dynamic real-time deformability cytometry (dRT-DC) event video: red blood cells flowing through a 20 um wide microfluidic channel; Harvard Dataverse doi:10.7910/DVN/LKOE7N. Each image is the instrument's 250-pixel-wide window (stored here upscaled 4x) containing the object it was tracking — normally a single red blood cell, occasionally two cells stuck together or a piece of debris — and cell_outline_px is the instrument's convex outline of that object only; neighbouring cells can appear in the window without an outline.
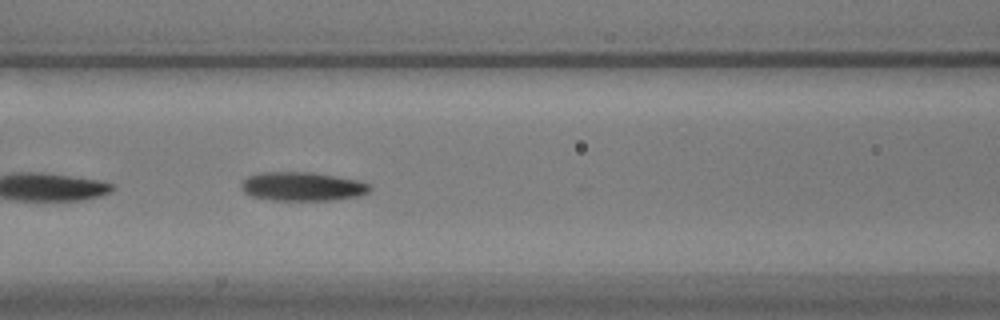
{"species": "common noctule bat (a hibernating species)", "species_latin": "Nyctalus noctula", "temperature_condition": "warm", "stored_images_in_passage": 45, "camera_frame_rate_fps": 3000, "um_per_image_px": 0.085, "animal": {"sex": "male", "body_mass_g": 17.9}, "frame": {"image": 1, "passage_image": 13, "time_ms": 4.0, "image_size_px": [1000, 320], "cell_outline_px": [[372, 188], [368, 192], [356, 196], [332, 200], [272, 200], [252, 196], [244, 192], [240, 188], [240, 184], [248, 176], [260, 172], [312, 172], [360, 180], [368, 184]], "centroid_in_image_um": [25.68, 15.84], "position_along_channel_um": 140.9, "area_um2": 21.62}}
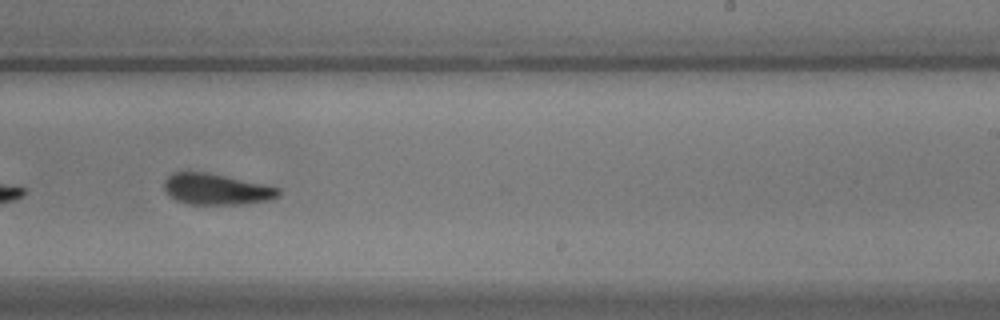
{"frame": {"image": 2, "passage_image": 24, "time_ms": 7.667, "image_size_px": [1000, 320], "cell_outline_px": [[280, 196], [272, 200], [248, 204], [188, 204], [176, 200], [168, 196], [164, 188], [164, 180], [172, 172], [204, 172], [264, 184], [280, 188]], "centroid_in_image_um": [18.4, 16.1], "position_along_channel_um": 270.6, "area_um2": 20.81}}
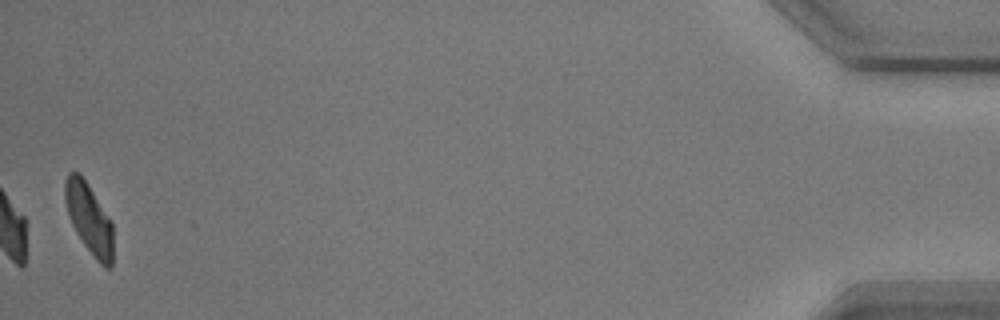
{"frame": {"image": 3, "passage_image": 45, "time_ms": 14.667, "image_size_px": [1000, 320], "cell_outline_px": [[112, 268], [104, 268], [96, 260], [84, 244], [76, 232], [72, 224], [64, 200], [64, 184], [68, 172], [80, 172], [112, 220]], "centroid_in_image_um": [7.58, 18.56], "position_along_channel_um": 427.6, "area_um2": 19.83}, "authors_computed_cell_mechanics": {"area_um2": 21.2704, "velocity_mm_per_s": 3.5459, "shape_relaxation_time_tau1_ms": 7.5261, "shape_relaxation_time_tau2_ms": 3.5988, "deformation_change_tau1": 0.1606, "deformation_change_tau2": 0.1086}}